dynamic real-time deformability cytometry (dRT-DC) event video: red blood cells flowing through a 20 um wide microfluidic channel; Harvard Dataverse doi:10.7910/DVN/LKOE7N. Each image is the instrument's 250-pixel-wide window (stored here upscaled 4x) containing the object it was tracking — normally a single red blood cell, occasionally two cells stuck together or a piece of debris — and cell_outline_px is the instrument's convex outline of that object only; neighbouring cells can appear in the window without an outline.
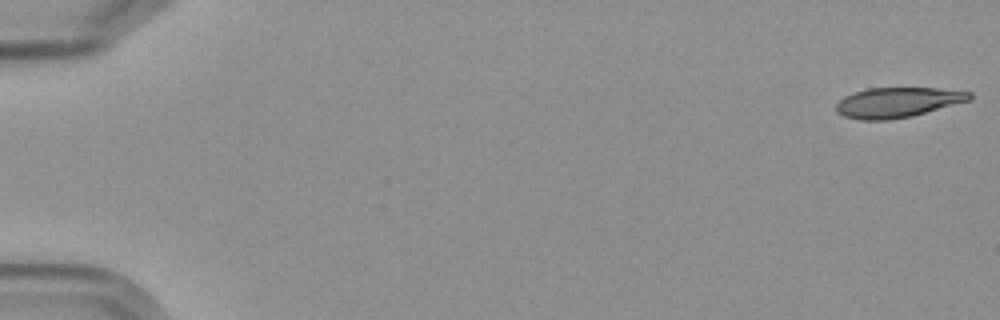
{"species": "Egyptian fruit bat (a non-hibernating species)", "species_latin": "Rousettus aegyptiacus", "temperature_condition": "cold", "stored_images_in_passage": 3, "segment_of_instrument_passage": [2, 2], "camera_frame_rate_fps": 3000, "um_per_image_px": 0.085, "frame": {"image": 1, "passage_image": 3, "time_ms": 3.333, "image_size_px": [1000, 320], "cell_outline_px": [[972, 100], [912, 116], [888, 120], [860, 120], [844, 116], [836, 112], [836, 104], [844, 96], [868, 88], [936, 88], [972, 92]], "centroid_in_image_um": [76.31, 8.71], "position_along_channel_um": 8.7, "area_um2": 23.41}}